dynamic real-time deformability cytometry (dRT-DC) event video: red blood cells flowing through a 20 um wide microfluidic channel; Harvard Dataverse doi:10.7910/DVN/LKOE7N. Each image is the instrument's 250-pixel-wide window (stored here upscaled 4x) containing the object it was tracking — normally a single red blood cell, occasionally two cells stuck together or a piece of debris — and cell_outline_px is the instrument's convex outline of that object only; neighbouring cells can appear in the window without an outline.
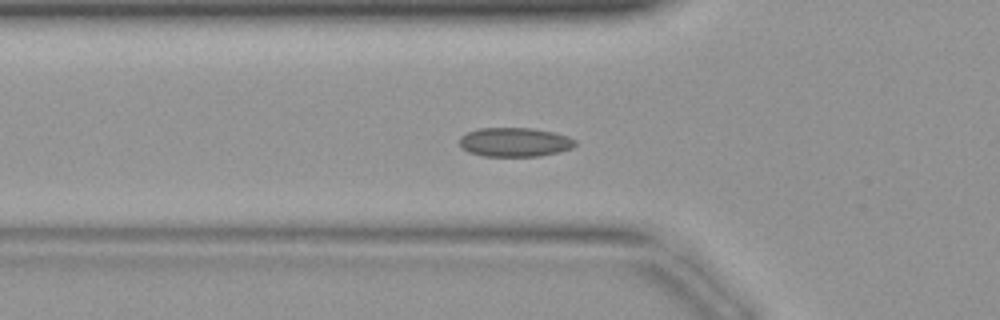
{"species": "common noctule bat (a hibernating species)", "species_latin": "Nyctalus noctula", "temperature_condition": "warm", "stored_images_in_passage": 33, "camera_frame_rate_fps": 3000, "um_per_image_px": 0.085, "animal": {"sex": "female", "body_mass_g": 19.9}, "frame": {"image": 1, "passage_image": 5, "time_ms": 1.333, "image_size_px": [1000, 320], "cell_outline_px": [[576, 144], [572, 148], [560, 152], [540, 156], [484, 156], [468, 152], [460, 144], [460, 136], [476, 128], [532, 128], [552, 132], [568, 136], [576, 140]], "centroid_in_image_um": [43.77, 12.08], "position_along_channel_um": 82.0, "area_um2": 19.65}}
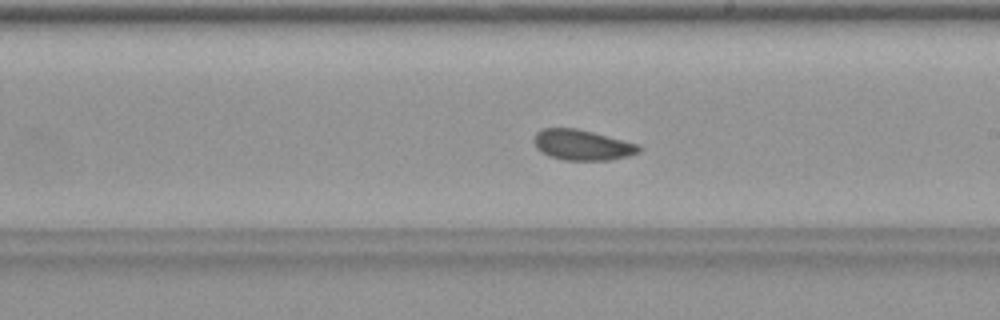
{"frame": {"image": 2, "passage_image": 15, "time_ms": 4.667, "image_size_px": [1000, 320], "cell_outline_px": [[644, 148], [640, 152], [628, 156], [608, 160], [564, 160], [552, 156], [536, 148], [532, 140], [536, 132], [540, 128], [576, 128], [640, 144]], "centroid_in_image_um": [49.51, 12.31], "position_along_channel_um": 239.5, "area_um2": 18.73}}
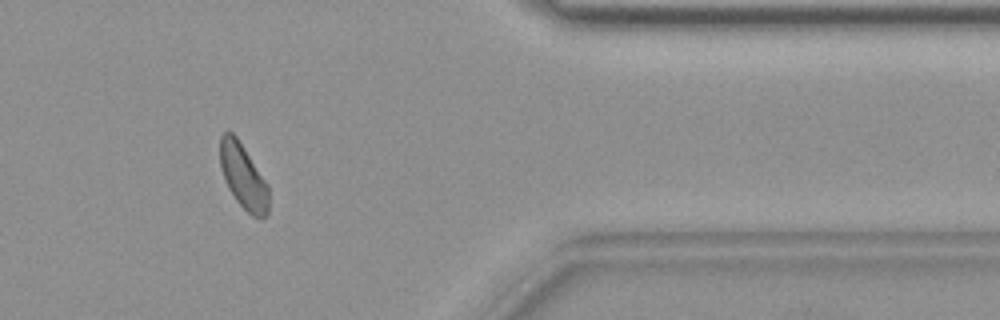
{"frame": {"image": 3, "passage_image": 26, "time_ms": 8.333, "image_size_px": [1000, 320], "cell_outline_px": [[268, 216], [260, 220], [252, 216], [236, 200], [228, 188], [224, 180], [220, 168], [220, 136], [224, 132], [232, 132], [236, 136], [268, 184]], "centroid_in_image_um": [20.67, 15.03], "position_along_channel_um": 390.7, "area_um2": 18.44}}